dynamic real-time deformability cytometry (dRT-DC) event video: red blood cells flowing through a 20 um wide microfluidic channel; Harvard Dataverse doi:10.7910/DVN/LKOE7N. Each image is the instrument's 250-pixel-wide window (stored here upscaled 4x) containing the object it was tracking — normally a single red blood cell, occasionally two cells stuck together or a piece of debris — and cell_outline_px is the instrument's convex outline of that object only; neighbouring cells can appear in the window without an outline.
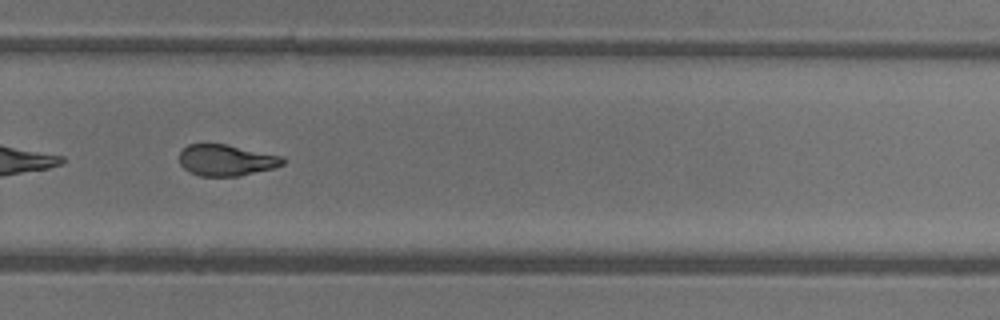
{"species": "common noctule bat (a hibernating species)", "species_latin": "Nyctalus noctula", "temperature_condition": "warm", "stored_images_in_passage": 32, "camera_frame_rate_fps": 3000, "um_per_image_px": 0.085, "animal": {"sex": "female"}, "frame": {"image": 1, "passage_image": 23, "time_ms": 7.333, "image_size_px": [1000, 320], "cell_outline_px": [[288, 160], [284, 164], [272, 168], [240, 176], [200, 176], [188, 172], [180, 164], [180, 152], [188, 144], [204, 140], [284, 156]], "centroid_in_image_um": [19.21, 13.58], "position_along_channel_um": 310.6, "area_um2": 19.42}, "authors_computed_cell_mechanics": {"area_um2": 20.0566, "velocity_mm_per_s": 4.4055, "shape_relaxation_time_tau1_ms": 5.8721, "shape_relaxation_time_tau2_ms": 2.7009, "deformation_change_tau1": 0.2276, "deformation_change_tau2": 0.1052}}